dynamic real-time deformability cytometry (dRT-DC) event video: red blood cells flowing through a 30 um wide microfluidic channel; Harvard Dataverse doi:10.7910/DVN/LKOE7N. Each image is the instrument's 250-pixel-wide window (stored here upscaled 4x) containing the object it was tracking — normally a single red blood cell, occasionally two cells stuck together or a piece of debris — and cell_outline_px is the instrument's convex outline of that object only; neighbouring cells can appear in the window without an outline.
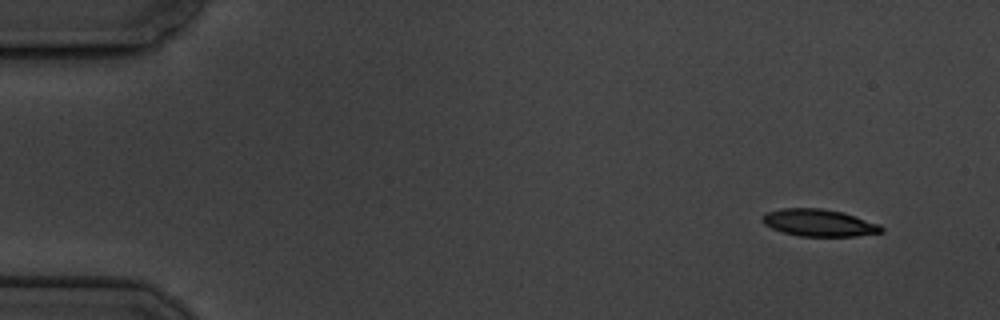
{"species": "common noctule bat (a hibernating species)", "species_latin": "Nyctalus noctula", "temperature_condition": "cold", "stored_images_in_passage": 8, "camera_frame_rate_fps": 3000, "um_per_image_px": 0.085, "animal": {"sex": "male", "body_mass_g": 19.5, "forearm_length_mm": 54.6}, "frame": {"image": 1, "passage_image": 1, "time_ms": 0.0, "image_size_px": [1000, 320], "cell_outline_px": [[884, 232], [856, 236], [800, 236], [784, 232], [772, 228], [764, 224], [760, 220], [760, 216], [764, 212], [784, 208], [820, 208], [844, 212], [880, 224], [884, 228]], "centroid_in_image_um": [69.61, 18.93], "position_along_channel_um": 15.4, "area_um2": 19.02}}
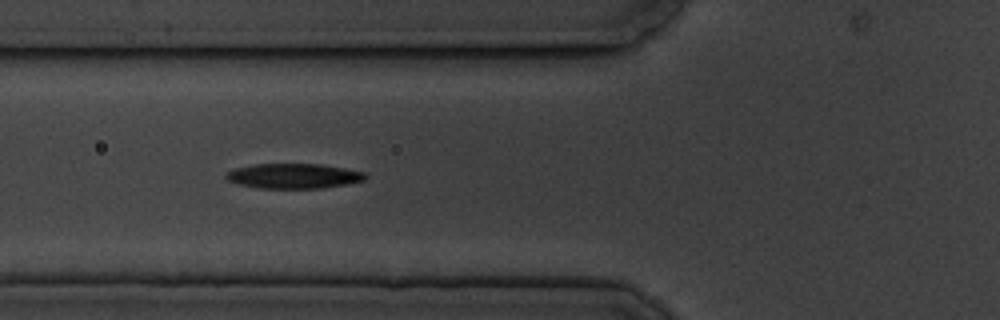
{"frame": {"image": 2, "passage_image": 6, "time_ms": 5.667, "image_size_px": [1000, 320], "cell_outline_px": [[368, 176], [364, 180], [348, 184], [320, 188], [260, 188], [240, 184], [228, 180], [224, 176], [224, 172], [236, 168], [252, 164], [320, 164], [344, 168], [364, 172]], "centroid_in_image_um": [24.95, 14.95], "position_along_channel_um": 100.9, "area_um2": 20.23}}
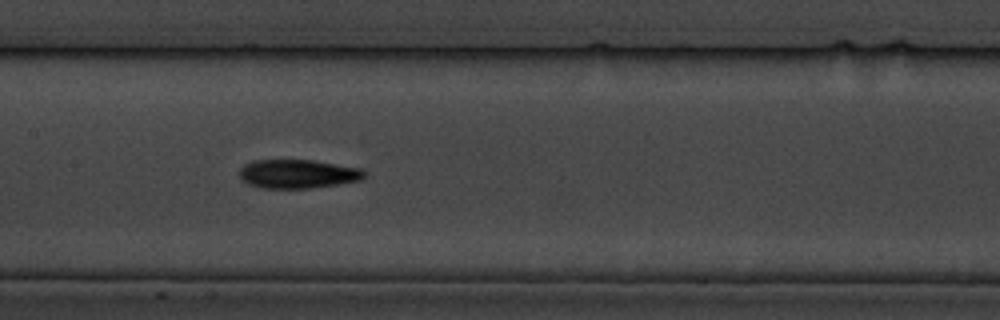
{"frame": {"image": 3, "passage_image": 8, "time_ms": 8.0, "image_size_px": [1000, 320], "cell_outline_px": [[364, 176], [360, 180], [336, 184], [308, 188], [264, 188], [248, 184], [240, 176], [240, 168], [244, 164], [252, 160], [312, 160], [360, 168], [364, 172]], "centroid_in_image_um": [25.27, 14.77], "position_along_channel_um": 182.1, "area_um2": 20.69}}